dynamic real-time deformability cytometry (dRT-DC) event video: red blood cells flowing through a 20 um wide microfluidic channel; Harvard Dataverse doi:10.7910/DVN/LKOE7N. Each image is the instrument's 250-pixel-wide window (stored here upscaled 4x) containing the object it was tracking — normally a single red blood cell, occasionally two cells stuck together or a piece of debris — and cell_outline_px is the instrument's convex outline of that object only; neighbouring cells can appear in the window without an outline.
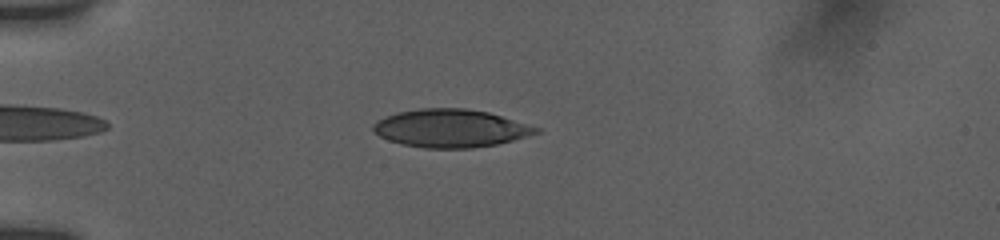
{"species": "human", "species_latin": "Homo sapiens", "temperature_condition": "room temperature", "stored_images_in_passage": 13, "camera_frame_rate_fps": 3000, "um_per_image_px": 0.085, "donor": {"sex": "female"}, "frame": {"image": 1, "passage_image": 7, "time_ms": 2.0, "image_size_px": [1000, 240], "cell_outline_px": [[540, 132], [528, 136], [496, 144], [472, 148], [424, 148], [404, 144], [388, 140], [372, 132], [372, 124], [376, 120], [396, 112], [420, 108], [464, 108], [488, 112], [540, 128]], "centroid_in_image_um": [38.25, 10.9], "position_along_channel_um": 46.7, "area_um2": 36.01}}
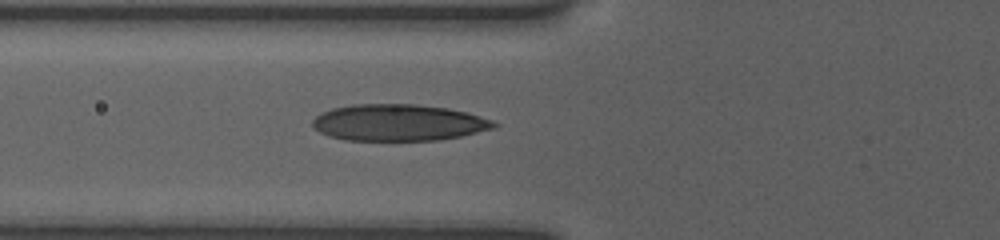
{"frame": {"image": 2, "passage_image": 13, "time_ms": 4.0, "image_size_px": [1000, 240], "cell_outline_px": [[500, 124], [496, 128], [460, 136], [440, 140], [344, 140], [328, 136], [320, 132], [312, 124], [312, 120], [316, 116], [332, 108], [352, 104], [416, 104], [448, 108], [468, 112], [492, 120]], "centroid_in_image_um": [33.9, 10.42], "position_along_channel_um": 91.9, "area_um2": 38.78}}